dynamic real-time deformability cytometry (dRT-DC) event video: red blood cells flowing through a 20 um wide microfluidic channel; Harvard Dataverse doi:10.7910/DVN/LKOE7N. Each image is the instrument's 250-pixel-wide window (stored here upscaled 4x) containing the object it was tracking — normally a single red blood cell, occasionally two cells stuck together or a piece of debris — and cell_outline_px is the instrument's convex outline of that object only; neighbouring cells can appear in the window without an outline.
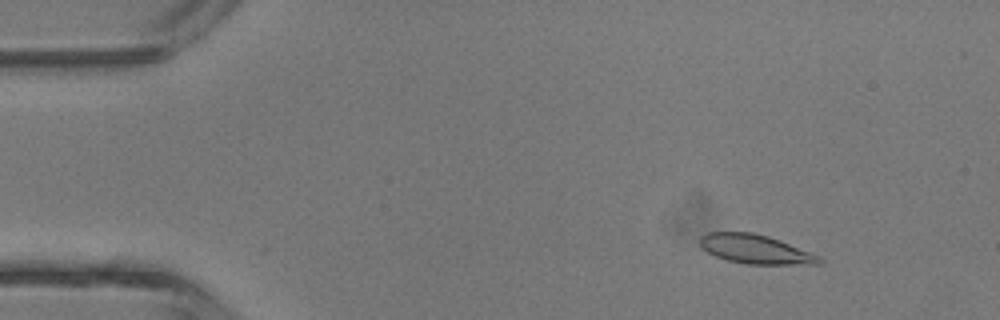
{"species": "common noctule bat (a hibernating species)", "species_latin": "Nyctalus noctula", "temperature_condition": "room temperature", "stored_images_in_passage": 4, "camera_frame_rate_fps": 3000, "um_per_image_px": 0.085, "animal": {"sex": "male", "body_mass_g": 13.3}, "frame": {"image": 1, "passage_image": 2, "time_ms": 1.0, "image_size_px": [1000, 320], "cell_outline_px": [[824, 260], [820, 264], [748, 264], [728, 260], [716, 256], [708, 252], [700, 244], [700, 236], [708, 232], [752, 232], [768, 236], [780, 240], [820, 256]], "centroid_in_image_um": [64.23, 21.18], "position_along_channel_um": 20.8, "area_um2": 20.06}}